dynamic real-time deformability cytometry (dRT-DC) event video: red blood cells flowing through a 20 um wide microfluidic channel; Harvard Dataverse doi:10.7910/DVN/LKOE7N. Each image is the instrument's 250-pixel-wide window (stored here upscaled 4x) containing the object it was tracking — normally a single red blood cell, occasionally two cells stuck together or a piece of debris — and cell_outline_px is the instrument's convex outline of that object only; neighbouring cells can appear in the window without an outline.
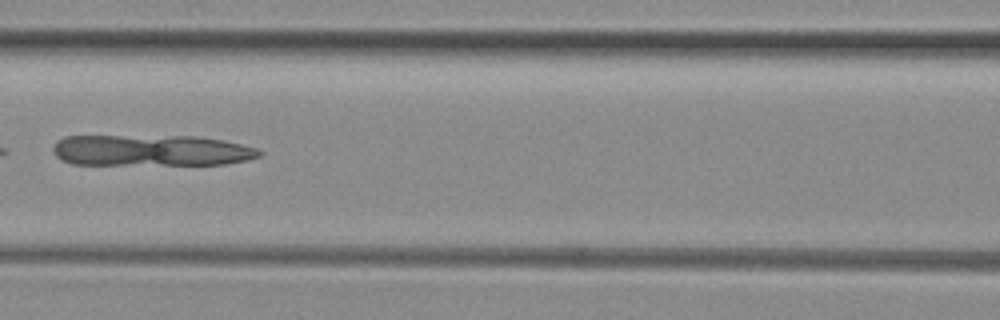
{"species": "common noctule bat (a hibernating species)", "species_latin": "Nyctalus noctula", "temperature_condition": "room temperature", "stored_images_in_passage": 35, "camera_frame_rate_fps": 3000, "um_per_image_px": 0.085, "animal": {"sex": "female", "body_mass_g": 29.2, "forearm_length_mm": 56.3}, "frame": {"image": 1, "passage_image": 11, "time_ms": 3.333, "image_size_px": [1000, 320], "cell_outline_px": [[264, 152], [260, 156], [244, 160], [224, 164], [72, 164], [56, 156], [52, 152], [52, 148], [56, 140], [64, 136], [192, 136], [224, 140], [256, 148]], "centroid_in_image_um": [12.81, 12.78], "position_along_channel_um": 153.8, "area_um2": 37.4}}
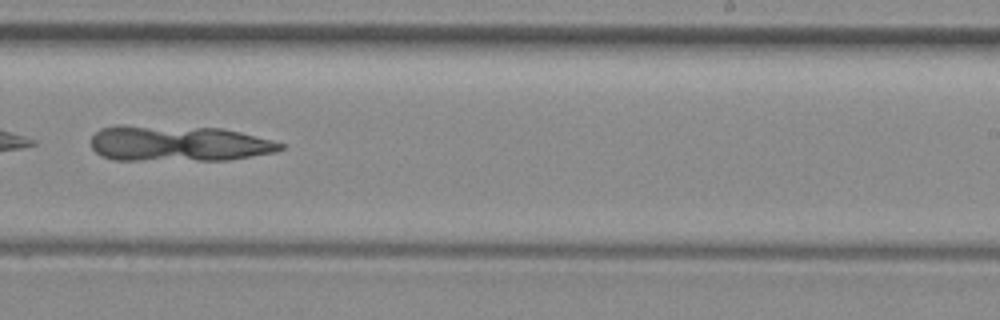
{"frame": {"image": 2, "passage_image": 20, "time_ms": 6.333, "image_size_px": [1000, 320], "cell_outline_px": [[284, 148], [276, 152], [228, 160], [116, 160], [100, 156], [92, 148], [92, 136], [100, 128], [116, 124], [124, 124], [220, 128], [240, 132], [272, 140], [284, 144]], "centroid_in_image_um": [15.13, 12.18], "position_along_channel_um": 273.9, "area_um2": 40.0}}